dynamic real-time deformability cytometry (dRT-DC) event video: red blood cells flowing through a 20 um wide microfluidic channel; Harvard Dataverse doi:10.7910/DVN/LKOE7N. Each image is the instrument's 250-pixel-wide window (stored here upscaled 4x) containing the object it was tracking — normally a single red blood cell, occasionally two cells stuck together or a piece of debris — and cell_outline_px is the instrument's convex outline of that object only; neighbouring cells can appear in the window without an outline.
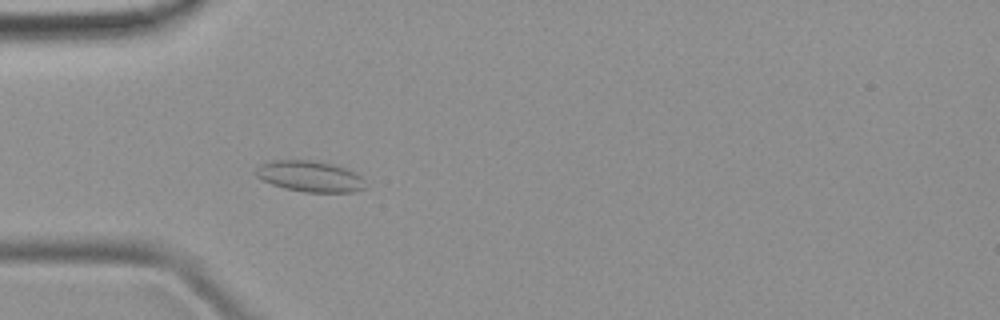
{"species": "common noctule bat (a hibernating species)", "species_latin": "Nyctalus noctula", "temperature_condition": "room temperature", "stored_images_in_passage": 49, "camera_frame_rate_fps": 3000, "um_per_image_px": 0.085, "animal": {"sex": "female", "body_mass_g": 19.9}, "frame": {"image": 1, "passage_image": 15, "time_ms": 4.667, "image_size_px": [1000, 320], "cell_outline_px": [[364, 188], [352, 192], [304, 192], [284, 188], [272, 184], [256, 176], [252, 172], [260, 164], [272, 160], [308, 160], [332, 164], [344, 168], [360, 176], [364, 180]], "centroid_in_image_um": [26.28, 14.99], "position_along_channel_um": 58.7, "area_um2": 19.59}}
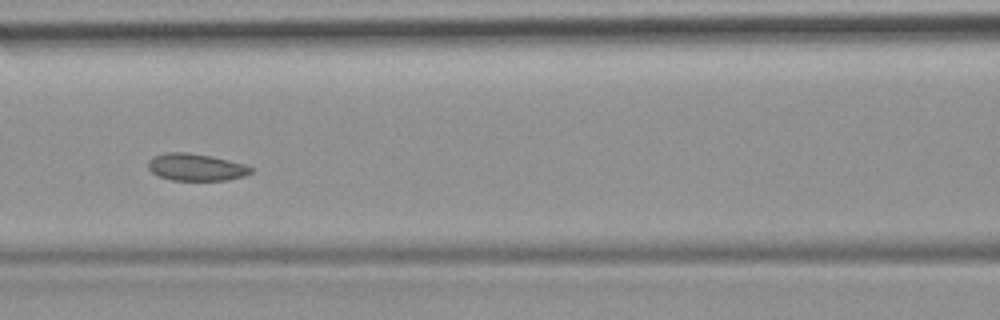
{"frame": {"image": 2, "passage_image": 22, "time_ms": 7.0, "image_size_px": [1000, 320], "cell_outline_px": [[256, 168], [252, 172], [244, 176], [228, 180], [172, 180], [160, 176], [152, 172], [148, 168], [148, 160], [152, 156], [168, 152], [188, 152], [212, 156], [244, 164]], "centroid_in_image_um": [16.68, 14.2], "position_along_channel_um": 149.9, "area_um2": 16.36}}